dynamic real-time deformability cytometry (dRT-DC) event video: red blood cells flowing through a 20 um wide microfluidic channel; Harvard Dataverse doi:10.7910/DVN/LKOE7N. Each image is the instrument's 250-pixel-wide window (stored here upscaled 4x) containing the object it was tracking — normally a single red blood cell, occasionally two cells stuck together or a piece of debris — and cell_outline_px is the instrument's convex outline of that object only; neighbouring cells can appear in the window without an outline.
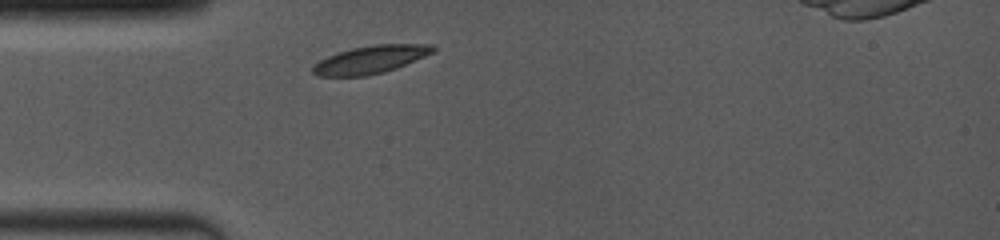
{"species": "common noctule bat (a hibernating species)", "species_latin": "Nyctalus noctula", "temperature_condition": "room temperature", "stored_images_in_passage": 3, "camera_frame_rate_fps": 4000, "um_per_image_px": 0.085, "animal": {"sex": "female", "body_mass_g": 19.0, "forearm_length_mm": 53.3}, "frame": {"image": 1, "passage_image": 1, "time_ms": 0.0, "image_size_px": [1000, 240], "cell_outline_px": [[436, 52], [396, 68], [384, 72], [368, 76], [316, 76], [312, 72], [312, 68], [320, 60], [328, 56], [352, 48], [376, 44], [432, 44], [436, 48]], "centroid_in_image_um": [31.54, 5.06], "position_along_channel_um": 53.5, "area_um2": 19.48}}
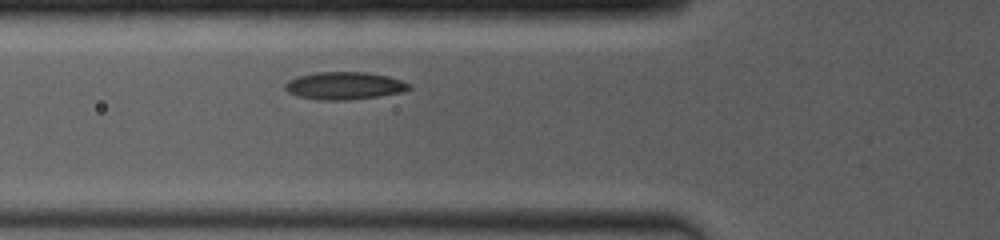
{"frame": {"image": 2, "passage_image": 3, "time_ms": 1.25, "image_size_px": [1000, 240], "cell_outline_px": [[412, 88], [404, 92], [380, 96], [348, 100], [316, 100], [296, 96], [288, 92], [284, 88], [284, 84], [288, 80], [296, 76], [316, 72], [364, 72], [388, 76], [412, 84]], "centroid_in_image_um": [29.26, 7.29], "position_along_channel_um": 96.5, "area_um2": 20.23}}